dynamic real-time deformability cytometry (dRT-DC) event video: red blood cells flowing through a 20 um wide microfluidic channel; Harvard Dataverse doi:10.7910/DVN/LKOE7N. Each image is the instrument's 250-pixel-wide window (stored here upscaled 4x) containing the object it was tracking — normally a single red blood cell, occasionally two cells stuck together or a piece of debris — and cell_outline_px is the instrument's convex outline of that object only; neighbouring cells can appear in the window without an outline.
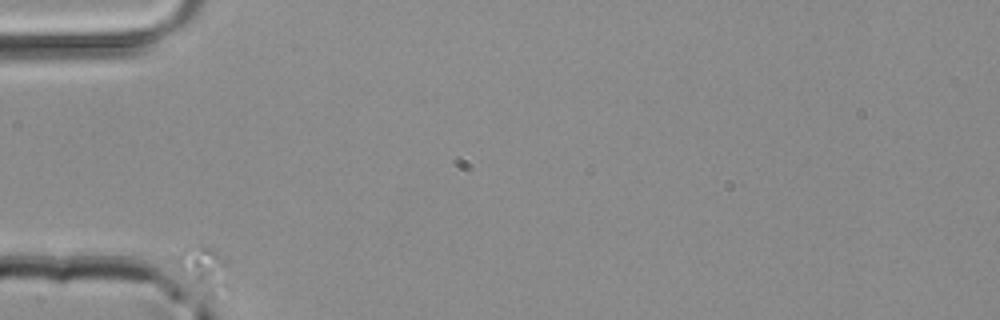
{"species": "common noctule bat (a hibernating species)", "species_latin": "Nyctalus noctula", "temperature_condition": "room temperature", "stored_images_in_passage": 34, "camera_frame_rate_fps": 3000, "um_per_image_px": 0.085, "animal": {"sex": "male", "body_mass_g": 20.4}, "frame": {"image": 1, "passage_image": 1, "time_ms": 0.0, "image_size_px": [1000, 320], "cell_outline_px": [[228, 288], [212, 296], [208, 296], [168, 256], [184, 248], [212, 248], [228, 260]], "centroid_in_image_um": [17.33, 22.82], "position_along_channel_um": 67.7, "area_um2": 13.41}}